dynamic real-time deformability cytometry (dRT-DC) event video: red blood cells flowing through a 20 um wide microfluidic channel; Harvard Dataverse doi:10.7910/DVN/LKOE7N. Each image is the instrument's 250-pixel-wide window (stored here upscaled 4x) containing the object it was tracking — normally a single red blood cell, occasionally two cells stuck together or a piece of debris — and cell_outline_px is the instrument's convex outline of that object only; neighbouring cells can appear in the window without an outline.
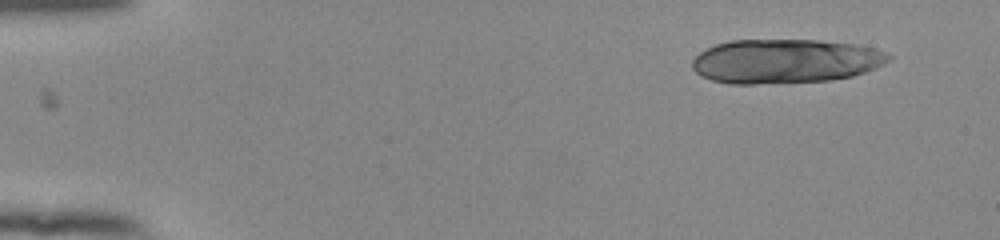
{"species": "human", "species_latin": "Homo sapiens", "temperature_condition": "room temperature", "stored_images_in_passage": 15, "camera_frame_rate_fps": 3000, "um_per_image_px": 0.085, "donor": {"sex": "female"}, "frame": {"image": 1, "passage_image": 1, "time_ms": 0.0, "image_size_px": [1000, 240], "cell_outline_px": [[892, 56], [884, 64], [876, 68], [852, 76], [832, 80], [756, 84], [732, 84], [712, 80], [700, 76], [692, 68], [692, 60], [700, 52], [716, 44], [732, 40], [816, 40], [856, 44], [872, 48], [884, 52]], "centroid_in_image_um": [66.73, 5.2], "position_along_channel_um": 18.3, "area_um2": 50.58}}